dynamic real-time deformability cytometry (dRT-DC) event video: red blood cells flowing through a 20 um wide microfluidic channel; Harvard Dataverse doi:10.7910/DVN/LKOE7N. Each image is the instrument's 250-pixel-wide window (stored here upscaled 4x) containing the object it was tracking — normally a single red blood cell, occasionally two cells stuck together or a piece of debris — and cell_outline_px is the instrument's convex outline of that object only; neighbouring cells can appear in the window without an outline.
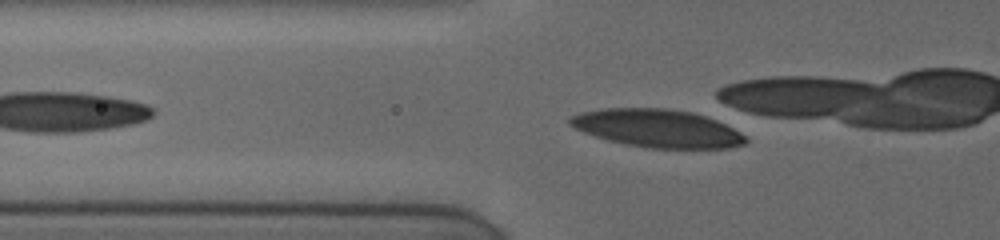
{"species": "human", "species_latin": "Homo sapiens", "temperature_condition": "cold", "stored_images_in_passage": 13, "camera_frame_rate_fps": 3000, "um_per_image_px": 0.085, "donor": {"sex": "female"}, "frame": {"image": 1, "passage_image": 9, "time_ms": 2.333, "image_size_px": [1000, 240], "cell_outline_px": [[748, 140], [744, 144], [728, 148], [648, 148], [624, 144], [608, 140], [584, 132], [568, 124], [568, 120], [572, 116], [580, 112], [604, 108], [668, 108], [692, 112], [716, 120], [732, 128], [744, 136]], "centroid_in_image_um": [55.85, 10.9], "position_along_channel_um": 70.0, "area_um2": 38.67}}